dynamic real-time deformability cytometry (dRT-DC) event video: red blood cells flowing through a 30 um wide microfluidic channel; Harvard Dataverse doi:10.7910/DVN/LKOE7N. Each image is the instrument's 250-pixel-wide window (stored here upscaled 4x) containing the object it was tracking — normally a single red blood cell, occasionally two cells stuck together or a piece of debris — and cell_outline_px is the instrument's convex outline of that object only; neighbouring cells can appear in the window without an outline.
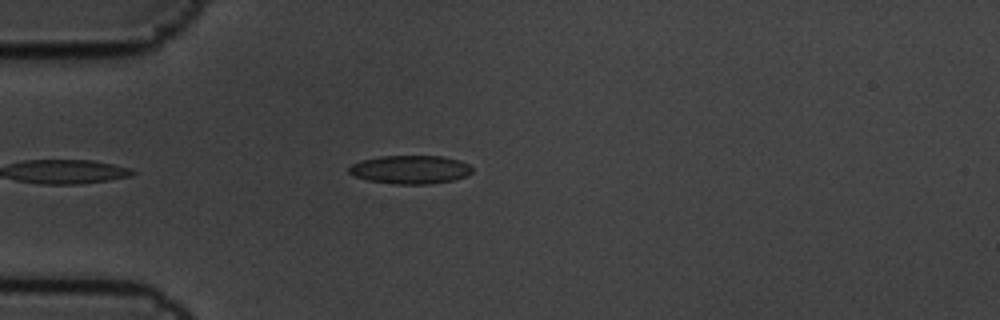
{"species": "common noctule bat (a hibernating species)", "species_latin": "Nyctalus noctula", "temperature_condition": "cold", "stored_images_in_passage": 3, "camera_frame_rate_fps": 3000, "um_per_image_px": 0.085, "animal": {"sex": "male", "body_mass_g": 19.5, "forearm_length_mm": 54.6}, "frame": {"image": 1, "passage_image": 3, "time_ms": 0.667, "image_size_px": [1000, 320], "cell_outline_px": [[472, 172], [468, 176], [452, 180], [428, 184], [392, 184], [368, 180], [356, 176], [348, 172], [348, 168], [352, 164], [360, 160], [380, 156], [440, 156], [460, 160], [468, 164], [472, 168]], "centroid_in_image_um": [34.88, 14.41], "position_along_channel_um": 50.1, "area_um2": 20.46}}